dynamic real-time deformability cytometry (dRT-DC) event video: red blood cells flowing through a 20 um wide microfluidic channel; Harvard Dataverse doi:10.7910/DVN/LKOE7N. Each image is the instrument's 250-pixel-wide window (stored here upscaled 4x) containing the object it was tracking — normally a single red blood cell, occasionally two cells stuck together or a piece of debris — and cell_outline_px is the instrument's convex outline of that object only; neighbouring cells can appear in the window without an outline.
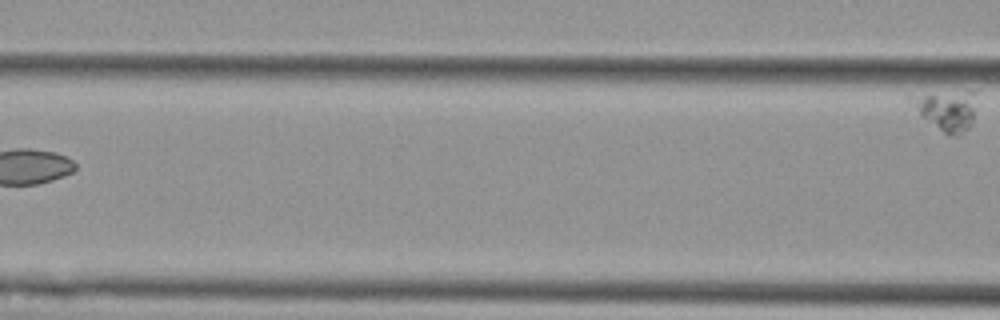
{"species": "Egyptian fruit bat (a non-hibernating species)", "species_latin": "Rousettus aegyptiacus", "temperature_condition": "cold", "stored_images_in_passage": 4, "camera_frame_rate_fps": 3000, "um_per_image_px": 0.085, "animal": {"sex": "female"}, "frame": {"image": 1, "passage_image": 4, "time_ms": 3.667, "image_size_px": [1000, 320], "cell_outline_px": [[976, 92], [972, 124], [960, 136], [948, 136], [920, 116], [904, 100], [904, 96], [932, 92], [972, 88], [976, 88]], "centroid_in_image_um": [80.4, 9.29], "position_along_channel_um": 86.2, "area_um2": 16.59}}